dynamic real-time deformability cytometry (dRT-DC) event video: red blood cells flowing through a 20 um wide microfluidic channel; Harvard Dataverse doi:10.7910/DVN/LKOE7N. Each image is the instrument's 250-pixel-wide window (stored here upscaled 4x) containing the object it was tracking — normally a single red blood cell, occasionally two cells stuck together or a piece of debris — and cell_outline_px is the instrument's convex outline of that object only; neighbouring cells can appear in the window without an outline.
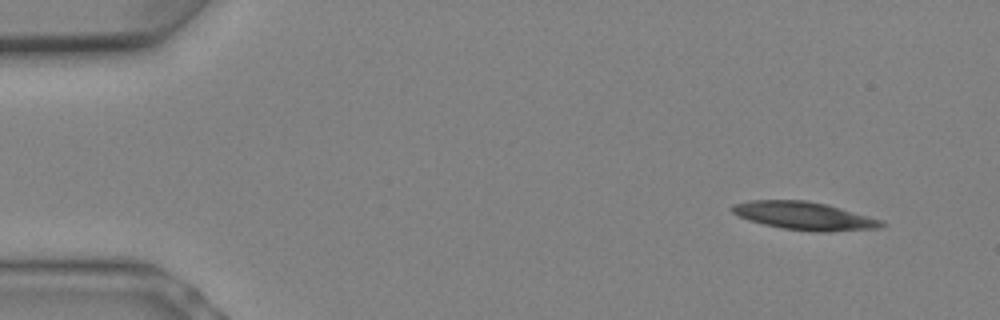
{"species": "Egyptian fruit bat (a non-hibernating species)", "species_latin": "Rousettus aegyptiacus", "temperature_condition": "warm", "stored_images_in_passage": 7, "camera_frame_rate_fps": 3000, "um_per_image_px": 0.085, "animal": {"sex": "female"}, "frame": {"image": 1, "passage_image": 1, "time_ms": 0.0, "image_size_px": [1000, 320], "cell_outline_px": [[888, 224], [880, 228], [828, 232], [816, 232], [780, 228], [748, 220], [732, 212], [728, 208], [732, 204], [748, 200], [804, 200], [828, 204], [884, 220]], "centroid_in_image_um": [68.39, 18.35], "position_along_channel_um": 16.6, "area_um2": 24.8}}
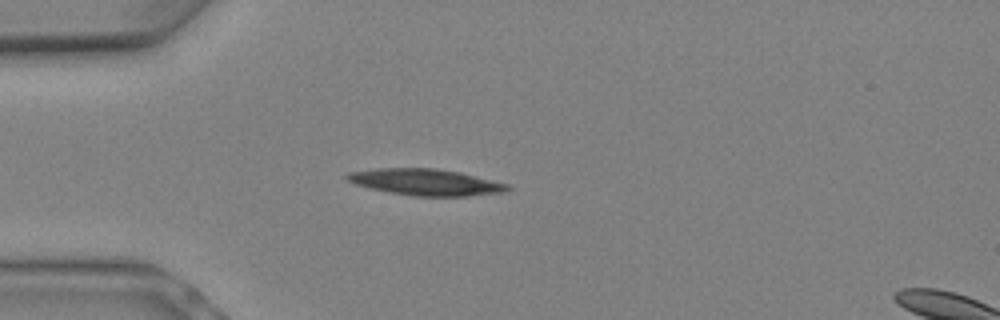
{"frame": {"image": 2, "passage_image": 5, "time_ms": 1.333, "image_size_px": [1000, 320], "cell_outline_px": [[512, 188], [508, 192], [468, 196], [412, 196], [388, 192], [368, 188], [356, 184], [348, 180], [344, 176], [348, 172], [380, 168], [436, 168], [460, 172], [508, 184]], "centroid_in_image_um": [36.21, 15.49], "position_along_channel_um": 48.8, "area_um2": 24.85}}
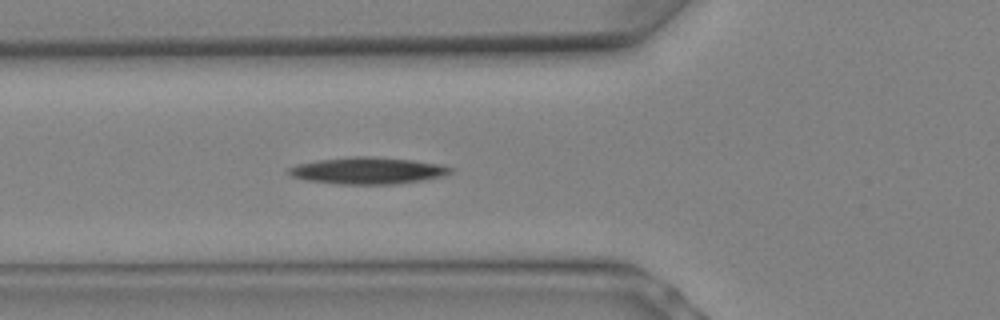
{"frame": {"image": 3, "passage_image": 7, "time_ms": 2.0, "image_size_px": [1000, 320], "cell_outline_px": [[456, 168], [452, 172], [444, 176], [424, 180], [396, 184], [336, 184], [304, 180], [292, 176], [284, 172], [288, 168], [296, 164], [316, 160], [348, 156], [376, 156], [412, 160], [444, 164]], "centroid_in_image_um": [31.27, 14.49], "position_along_channel_um": 94.5, "area_um2": 25.89}}